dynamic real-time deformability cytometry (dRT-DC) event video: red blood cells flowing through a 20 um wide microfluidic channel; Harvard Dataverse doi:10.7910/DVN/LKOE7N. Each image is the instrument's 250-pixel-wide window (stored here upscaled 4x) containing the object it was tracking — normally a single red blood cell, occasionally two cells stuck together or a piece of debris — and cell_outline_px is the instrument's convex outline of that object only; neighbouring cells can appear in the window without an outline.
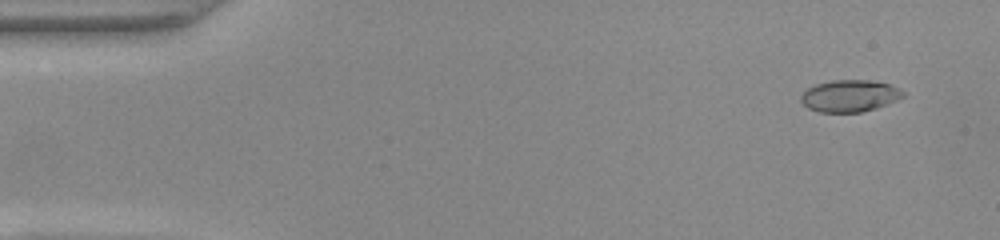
{"species": "common noctule bat (a hibernating species)", "species_latin": "Nyctalus noctula", "temperature_condition": "warm", "stored_images_in_passage": 47, "camera_frame_rate_fps": 3000, "um_per_image_px": 0.085, "animal": {"sex": "female", "body_mass_g": 22.0, "forearm_length_mm": 56.7}, "frame": {"image": 1, "passage_image": 1, "time_ms": 0.0, "image_size_px": [1000, 240], "cell_outline_px": [[904, 96], [896, 100], [876, 108], [860, 112], [820, 112], [808, 108], [800, 100], [800, 96], [808, 88], [816, 84], [832, 80], [872, 80], [888, 84], [900, 88], [904, 92]], "centroid_in_image_um": [72.22, 8.14], "position_along_channel_um": 12.8, "area_um2": 18.9}}
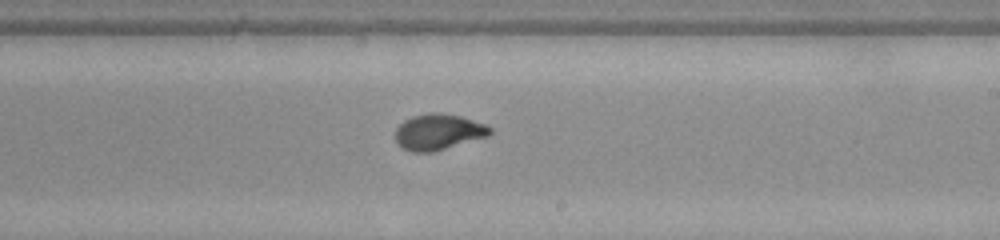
{"frame": {"image": 2, "passage_image": 27, "time_ms": 8.667, "image_size_px": [1000, 240], "cell_outline_px": [[492, 132], [488, 136], [432, 152], [412, 152], [404, 148], [396, 140], [396, 128], [404, 120], [412, 116], [432, 112], [440, 112], [460, 116], [484, 124], [492, 128]], "centroid_in_image_um": [37.26, 11.2], "position_along_channel_um": 251.7, "area_um2": 19.59}}
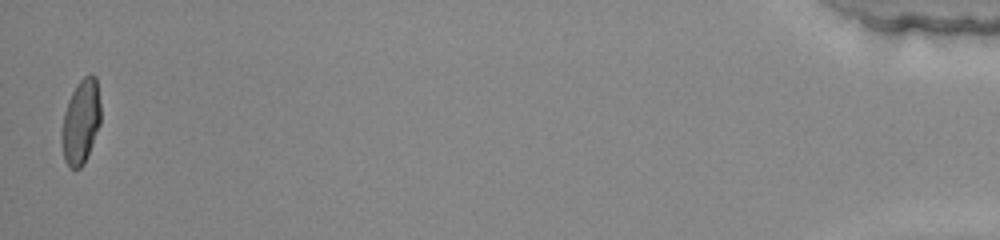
{"frame": {"image": 3, "passage_image": 47, "time_ms": 15.333, "image_size_px": [1000, 240], "cell_outline_px": [[100, 124], [84, 164], [80, 168], [72, 168], [64, 160], [60, 140], [60, 132], [64, 112], [68, 100], [76, 84], [84, 76], [96, 76], [100, 104]], "centroid_in_image_um": [6.84, 10.36], "position_along_channel_um": 428.4, "area_um2": 19.25}}